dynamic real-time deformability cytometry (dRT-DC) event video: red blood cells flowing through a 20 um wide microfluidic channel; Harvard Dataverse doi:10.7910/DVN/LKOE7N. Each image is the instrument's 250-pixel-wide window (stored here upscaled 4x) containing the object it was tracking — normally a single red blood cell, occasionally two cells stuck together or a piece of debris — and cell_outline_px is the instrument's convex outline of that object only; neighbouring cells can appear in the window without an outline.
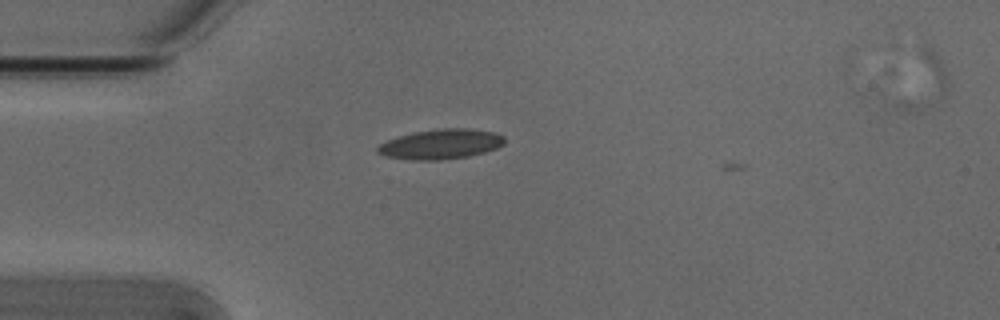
{"species": "Egyptian fruit bat (a non-hibernating species)", "species_latin": "Rousettus aegyptiacus", "temperature_condition": "cold", "stored_images_in_passage": 3, "camera_frame_rate_fps": 3000, "um_per_image_px": 0.085, "animal": {"sex": "male"}, "frame": {"image": 1, "passage_image": 3, "time_ms": 0.667, "image_size_px": [1000, 320], "cell_outline_px": [[504, 144], [496, 148], [484, 152], [468, 156], [440, 160], [412, 160], [384, 156], [376, 152], [376, 148], [380, 144], [388, 140], [412, 132], [444, 128], [468, 128], [496, 132], [504, 136]], "centroid_in_image_um": [37.47, 12.25], "position_along_channel_um": 47.5, "area_um2": 22.14}}